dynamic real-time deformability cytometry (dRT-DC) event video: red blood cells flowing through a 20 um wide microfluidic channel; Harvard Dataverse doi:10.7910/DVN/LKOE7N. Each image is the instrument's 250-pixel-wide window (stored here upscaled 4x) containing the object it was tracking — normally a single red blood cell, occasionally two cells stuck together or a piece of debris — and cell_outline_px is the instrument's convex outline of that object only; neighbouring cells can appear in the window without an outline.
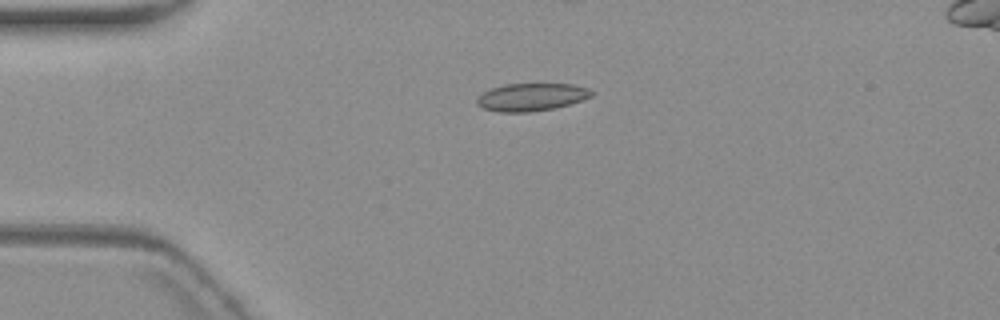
{"species": "common noctule bat (a hibernating species)", "species_latin": "Nyctalus noctula", "temperature_condition": "warm", "stored_images_in_passage": 5, "camera_frame_rate_fps": 3000, "um_per_image_px": 0.085, "animal": {"sex": "female", "body_mass_g": 19.3, "forearm_length_mm": 54.1}, "frame": {"image": 1, "passage_image": 4, "time_ms": 3.667, "image_size_px": [1000, 320], "cell_outline_px": [[596, 92], [592, 96], [568, 104], [552, 108], [528, 112], [500, 112], [484, 108], [476, 104], [476, 96], [492, 88], [504, 84], [572, 84], [588, 88]], "centroid_in_image_um": [45.15, 8.24], "position_along_channel_um": 39.8, "area_um2": 18.38}}